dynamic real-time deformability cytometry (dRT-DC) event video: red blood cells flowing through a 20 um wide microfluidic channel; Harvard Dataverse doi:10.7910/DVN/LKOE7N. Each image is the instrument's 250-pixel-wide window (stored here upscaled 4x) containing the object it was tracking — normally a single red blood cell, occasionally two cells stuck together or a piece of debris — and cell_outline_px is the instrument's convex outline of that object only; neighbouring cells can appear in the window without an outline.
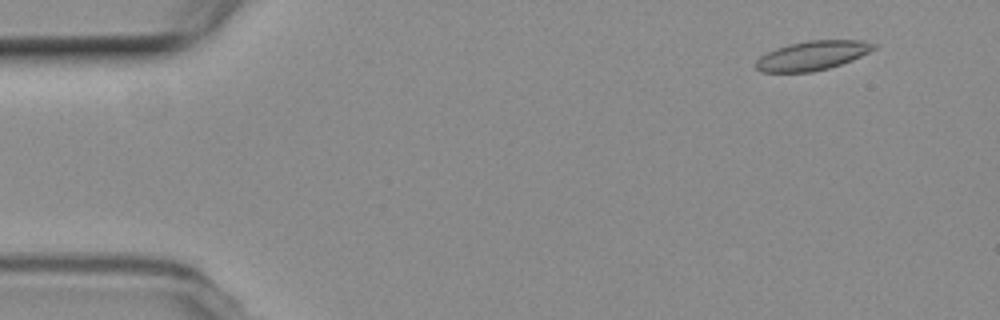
{"species": "common noctule bat (a hibernating species)", "species_latin": "Nyctalus noctula", "temperature_condition": "room temperature", "stored_images_in_passage": 3, "segment_of_instrument_passage": [2, 2], "camera_frame_rate_fps": 3000, "um_per_image_px": 0.085, "animal": {"sex": "female", "body_mass_g": 19.3, "forearm_length_mm": 54.1}, "frame": {"image": 1, "passage_image": 3, "time_ms": 2.333, "image_size_px": [1000, 320], "cell_outline_px": [[876, 48], [852, 60], [828, 68], [812, 72], [760, 72], [756, 68], [756, 60], [760, 56], [776, 48], [788, 44], [808, 40], [864, 40], [876, 44]], "centroid_in_image_um": [69.04, 4.72], "position_along_channel_um": 16.0, "area_um2": 20.06}}